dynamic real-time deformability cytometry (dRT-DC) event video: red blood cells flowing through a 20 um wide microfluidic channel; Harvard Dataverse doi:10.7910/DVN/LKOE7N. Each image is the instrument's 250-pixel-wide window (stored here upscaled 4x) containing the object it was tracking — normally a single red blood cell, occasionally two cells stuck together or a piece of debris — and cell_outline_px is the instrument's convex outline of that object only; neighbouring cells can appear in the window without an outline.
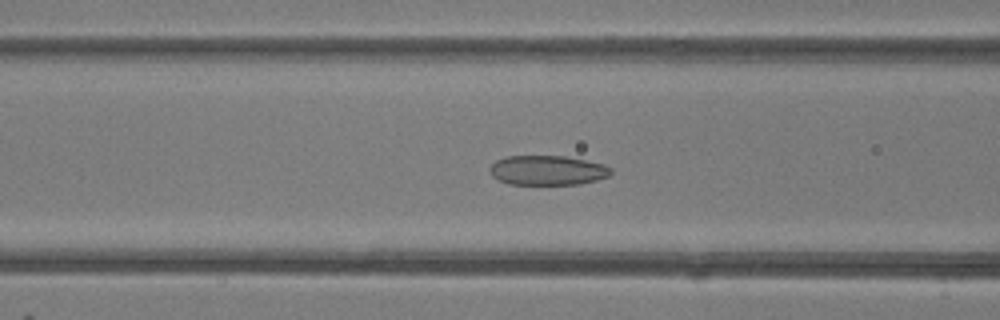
{"species": "common noctule bat (a hibernating species)", "species_latin": "Nyctalus noctula", "temperature_condition": "room temperature", "stored_images_in_passage": 46, "camera_frame_rate_fps": 3000, "um_per_image_px": 0.085, "animal": {"sex": "female"}, "frame": {"image": 1, "passage_image": 17, "time_ms": 5.333, "image_size_px": [1000, 320], "cell_outline_px": [[612, 172], [608, 176], [596, 180], [580, 184], [508, 184], [492, 176], [488, 172], [488, 168], [496, 160], [508, 156], [564, 156], [604, 164], [612, 168]], "centroid_in_image_um": [46.52, 14.47], "position_along_channel_um": 120.1, "area_um2": 20.92}}
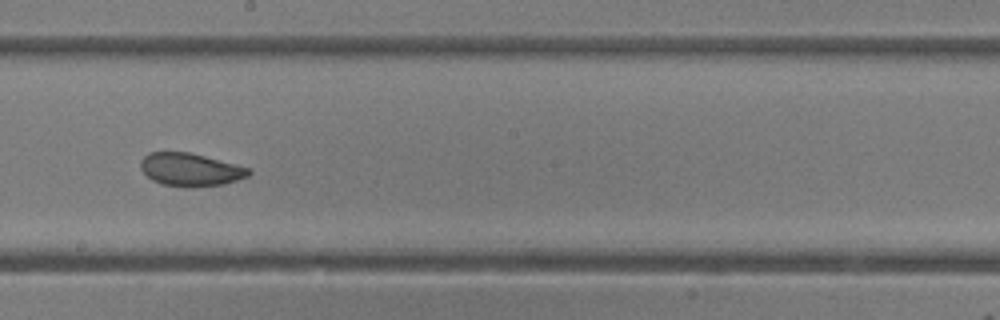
{"frame": {"image": 2, "passage_image": 25, "time_ms": 8.0, "image_size_px": [1000, 320], "cell_outline_px": [[252, 172], [248, 176], [224, 184], [192, 188], [188, 188], [160, 184], [152, 180], [140, 168], [140, 160], [148, 152], [188, 152], [204, 156], [248, 168]], "centroid_in_image_um": [16.14, 14.43], "position_along_channel_um": 232.1, "area_um2": 20.75}}
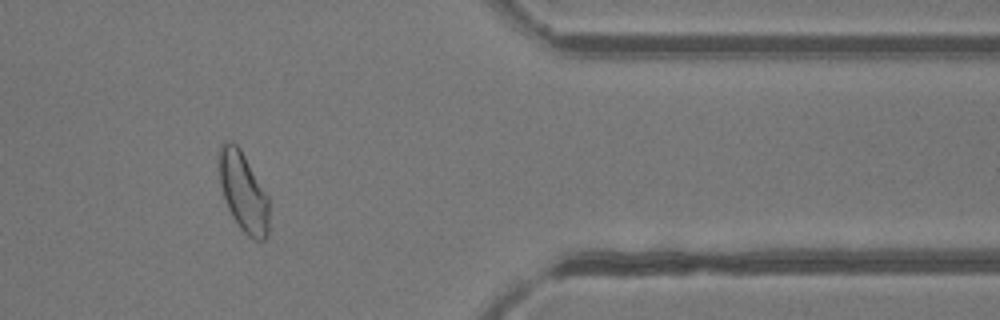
{"frame": {"image": 3, "passage_image": 38, "time_ms": 12.333, "image_size_px": [1000, 320], "cell_outline_px": [[268, 232], [264, 240], [256, 240], [248, 236], [240, 228], [232, 216], [228, 208], [220, 184], [220, 144], [224, 140], [232, 140], [240, 148], [268, 196]], "centroid_in_image_um": [20.68, 16.3], "position_along_channel_um": 390.7, "area_um2": 22.83}, "authors_computed_cell_mechanics": {"area_um2": 23.2645, "velocity_mm_per_s": 4.1918, "shape_relaxation_time_tau1_ms": 8.6791, "shape_relaxation_time_tau2_ms": 1.3886, "deformation_change_tau1": 0.1641, "deformation_change_tau2": 0.0713}}